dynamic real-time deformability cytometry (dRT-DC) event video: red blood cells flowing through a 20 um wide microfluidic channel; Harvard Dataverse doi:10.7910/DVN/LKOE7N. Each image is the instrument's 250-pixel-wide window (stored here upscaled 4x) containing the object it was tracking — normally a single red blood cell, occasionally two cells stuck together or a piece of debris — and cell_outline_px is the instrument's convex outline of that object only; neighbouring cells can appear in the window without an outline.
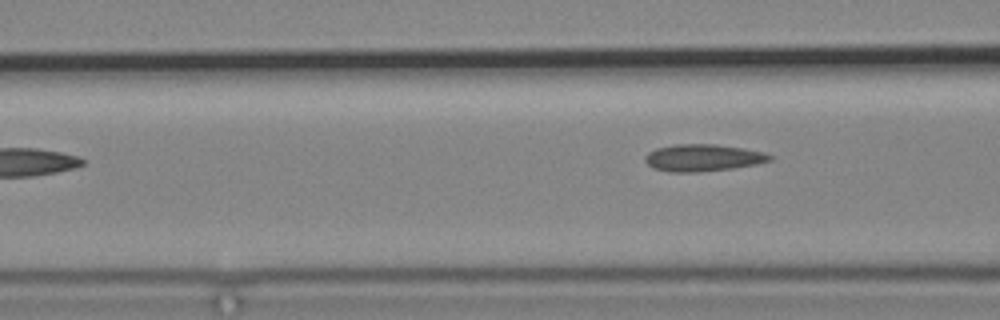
{"species": "common noctule bat (a hibernating species)", "species_latin": "Nyctalus noctula", "temperature_condition": "cold", "stored_images_in_passage": 3, "camera_frame_rate_fps": 3000, "um_per_image_px": 0.085, "animal": {"sex": "male", "body_mass_g": 19.2, "forearm_length_mm": 51.8}, "frame": {"image": 1, "passage_image": 3, "time_ms": 2.667, "image_size_px": [1000, 320], "cell_outline_px": [[772, 160], [756, 164], [732, 168], [700, 172], [668, 172], [652, 168], [644, 160], [644, 156], [648, 152], [656, 148], [676, 144], [716, 144], [744, 148], [764, 152], [772, 156]], "centroid_in_image_um": [59.72, 13.41], "position_along_channel_um": 106.9, "area_um2": 19.77}}